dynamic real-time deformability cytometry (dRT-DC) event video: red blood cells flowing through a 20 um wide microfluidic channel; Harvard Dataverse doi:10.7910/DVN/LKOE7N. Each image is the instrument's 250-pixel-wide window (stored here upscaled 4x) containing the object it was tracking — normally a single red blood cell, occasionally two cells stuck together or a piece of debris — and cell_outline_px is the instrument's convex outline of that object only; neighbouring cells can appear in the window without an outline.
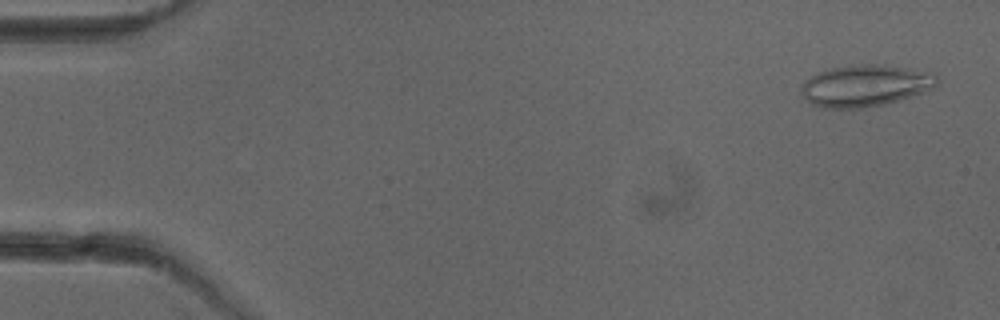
{"species": "common noctule bat (a hibernating species)", "species_latin": "Nyctalus noctula", "temperature_condition": "cold", "stored_images_in_passage": 51, "camera_frame_rate_fps": 3000, "um_per_image_px": 0.085, "animal": {"sex": "female"}, "frame": {"image": 1, "passage_image": 2, "time_ms": 0.333, "image_size_px": [1000, 320], "cell_outline_px": [[936, 84], [932, 88], [924, 92], [884, 104], [860, 108], [824, 108], [812, 104], [800, 92], [800, 84], [804, 80], [816, 72], [832, 68], [864, 64], [884, 64], [932, 72], [936, 76]], "centroid_in_image_um": [73.5, 7.27], "position_along_channel_um": 11.5, "area_um2": 32.89}}
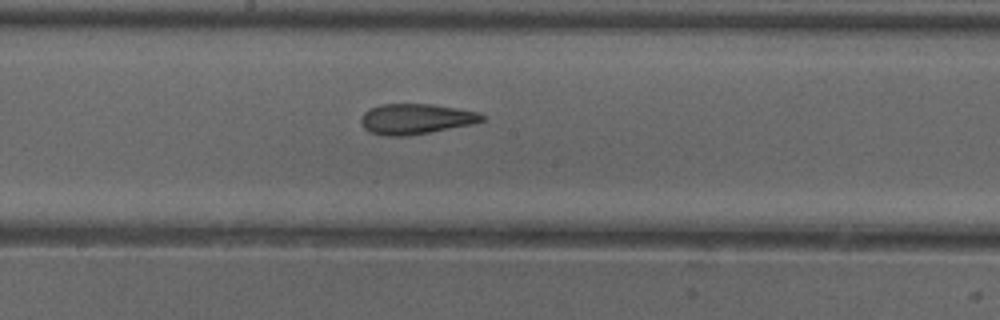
{"frame": {"image": 2, "passage_image": 27, "time_ms": 8.667, "image_size_px": [1000, 320], "cell_outline_px": [[488, 116], [484, 120], [472, 124], [408, 136], [384, 136], [368, 132], [364, 128], [360, 120], [364, 112], [380, 104], [432, 104], [480, 112]], "centroid_in_image_um": [35.36, 10.11], "position_along_channel_um": 212.8, "area_um2": 21.56}}
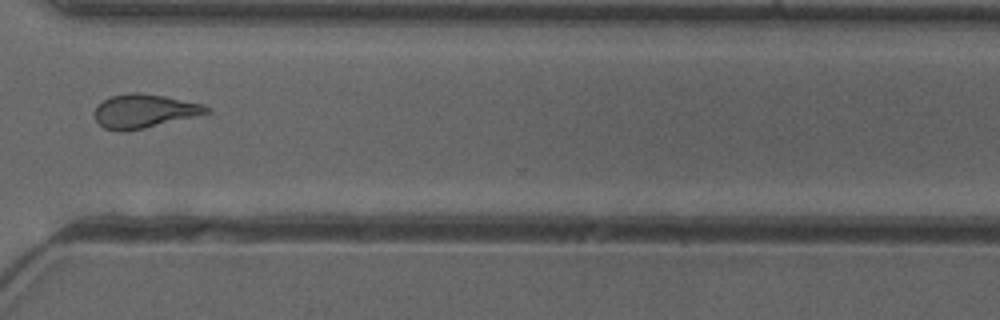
{"frame": {"image": 3, "passage_image": 38, "time_ms": 12.333, "image_size_px": [1000, 320], "cell_outline_px": [[212, 112], [140, 128], [120, 132], [104, 128], [96, 120], [96, 108], [104, 100], [112, 96], [132, 92], [140, 92], [164, 96], [204, 104]], "centroid_in_image_um": [12.26, 9.42], "position_along_channel_um": 358.3, "area_um2": 21.39}, "authors_computed_cell_mechanics": {"area_um2": 22.0796, "velocity_mm_per_s": 3.9818, "shape_relaxation_time_tau1_ms": null, "shape_relaxation_time_tau2_ms": 2.2233, "deformation_change_tau1": null, "deformation_change_tau2": 0.0972}}